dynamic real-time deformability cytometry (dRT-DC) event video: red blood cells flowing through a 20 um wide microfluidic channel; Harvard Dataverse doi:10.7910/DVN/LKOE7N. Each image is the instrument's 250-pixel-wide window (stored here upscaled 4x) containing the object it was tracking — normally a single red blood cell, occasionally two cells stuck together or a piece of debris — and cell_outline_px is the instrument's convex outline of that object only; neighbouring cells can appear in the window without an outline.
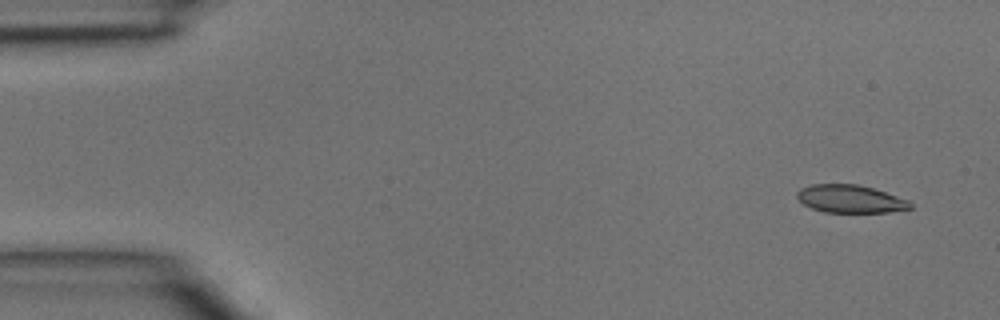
{"species": "common noctule bat (a hibernating species)", "species_latin": "Nyctalus noctula", "temperature_condition": "room temperature", "stored_images_in_passage": 4, "camera_frame_rate_fps": 3000, "um_per_image_px": 0.085, "animal": {"sex": "male", "body_mass_g": 15.6}, "frame": {"image": 1, "passage_image": 1, "time_ms": 0.0, "image_size_px": [1000, 320], "cell_outline_px": [[912, 208], [888, 212], [824, 212], [812, 208], [804, 204], [796, 196], [796, 192], [800, 188], [812, 184], [856, 184], [872, 188], [908, 200], [912, 204]], "centroid_in_image_um": [72.25, 16.9], "position_along_channel_um": 12.8, "area_um2": 18.21}}
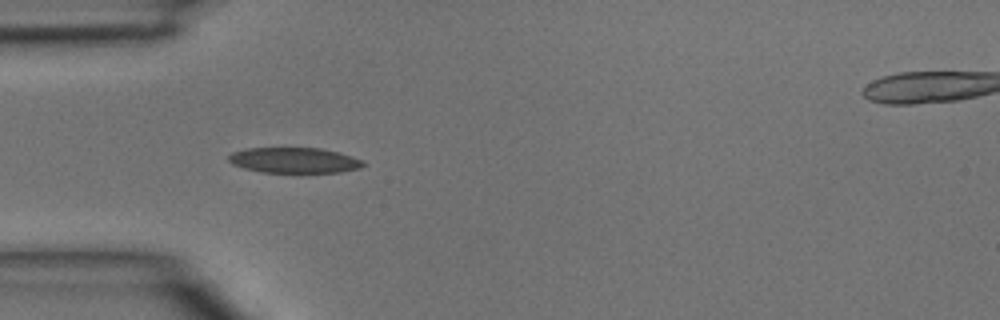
{"frame": {"image": 2, "passage_image": 4, "time_ms": 1.0, "image_size_px": [1000, 320], "cell_outline_px": [[368, 164], [360, 168], [340, 172], [264, 172], [244, 168], [232, 164], [228, 160], [228, 156], [232, 152], [248, 148], [320, 148], [340, 152], [364, 160]], "centroid_in_image_um": [25.06, 13.62], "position_along_channel_um": 59.9, "area_um2": 20.06}}